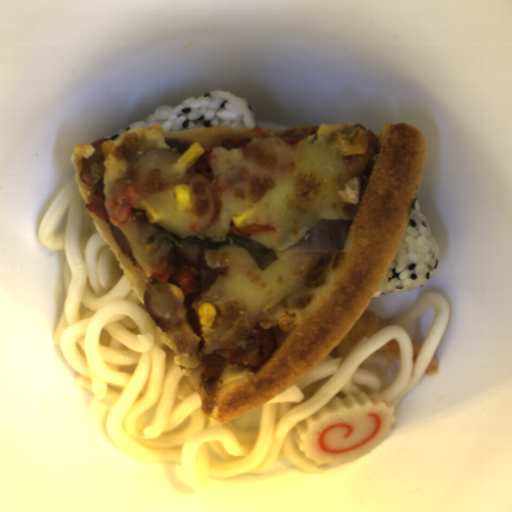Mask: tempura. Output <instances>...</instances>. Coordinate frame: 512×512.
<instances>
[{"label":"tempura","instance_id":"1","mask_svg":"<svg viewBox=\"0 0 512 512\" xmlns=\"http://www.w3.org/2000/svg\"><path fill=\"white\" fill-rule=\"evenodd\" d=\"M387 324L383 318L365 308L343 340L327 355L335 359L348 355L360 342L371 338L384 329Z\"/></svg>","mask_w":512,"mask_h":512},{"label":"tempura","instance_id":"2","mask_svg":"<svg viewBox=\"0 0 512 512\" xmlns=\"http://www.w3.org/2000/svg\"><path fill=\"white\" fill-rule=\"evenodd\" d=\"M369 355L385 361L401 360L400 345L396 340L392 339Z\"/></svg>","mask_w":512,"mask_h":512},{"label":"tempura","instance_id":"3","mask_svg":"<svg viewBox=\"0 0 512 512\" xmlns=\"http://www.w3.org/2000/svg\"><path fill=\"white\" fill-rule=\"evenodd\" d=\"M427 375H437L438 373V359L433 356L425 369Z\"/></svg>","mask_w":512,"mask_h":512},{"label":"tempura","instance_id":"4","mask_svg":"<svg viewBox=\"0 0 512 512\" xmlns=\"http://www.w3.org/2000/svg\"><path fill=\"white\" fill-rule=\"evenodd\" d=\"M411 344V350H412V362H416L421 350H422V344L418 343L415 340L410 341Z\"/></svg>","mask_w":512,"mask_h":512}]
</instances>
